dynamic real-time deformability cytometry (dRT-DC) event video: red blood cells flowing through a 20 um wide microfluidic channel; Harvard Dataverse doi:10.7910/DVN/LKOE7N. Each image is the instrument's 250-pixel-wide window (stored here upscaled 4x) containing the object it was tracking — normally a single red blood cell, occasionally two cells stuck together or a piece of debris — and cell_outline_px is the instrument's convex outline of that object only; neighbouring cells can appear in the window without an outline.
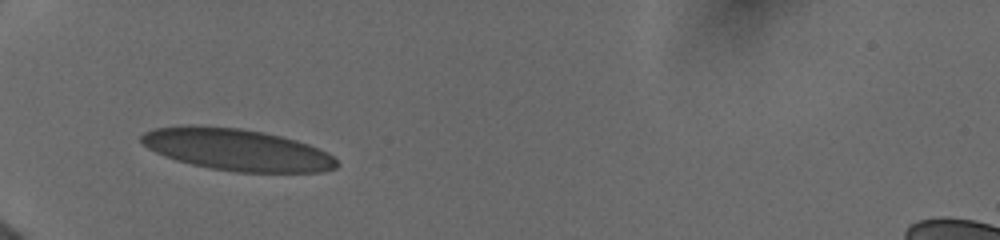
{"species": "human", "species_latin": "Homo sapiens", "temperature_condition": "cold", "stored_images_in_passage": 41, "camera_frame_rate_fps": 3000, "um_per_image_px": 0.085, "donor": {"sex": "female"}, "frame": {"image": 1, "passage_image": 1, "time_ms": 0.0, "image_size_px": [1000, 240], "cell_outline_px": [[336, 168], [324, 172], [236, 172], [212, 168], [192, 164], [176, 160], [164, 156], [148, 148], [140, 140], [140, 136], [144, 132], [152, 128], [184, 124], [192, 124], [240, 128], [264, 132], [296, 140], [308, 144], [328, 152], [336, 160]], "centroid_in_image_um": [20.09, 12.7], "position_along_channel_um": 64.9, "area_um2": 47.8}}
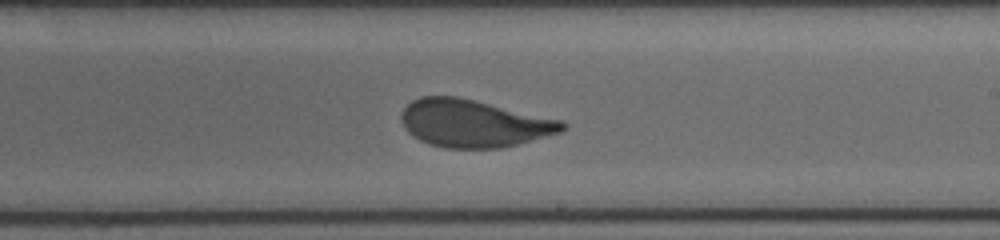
{"frame": {"image": 2, "passage_image": 25, "time_ms": 5.0, "image_size_px": [1000, 240], "cell_outline_px": [[568, 128], [560, 132], [516, 144], [500, 148], [444, 148], [428, 144], [412, 136], [404, 128], [400, 120], [400, 116], [404, 108], [412, 100], [420, 96], [456, 96], [560, 120], [568, 124]], "centroid_in_image_um": [40.21, 10.49], "position_along_channel_um": 248.8, "area_um2": 44.33}}
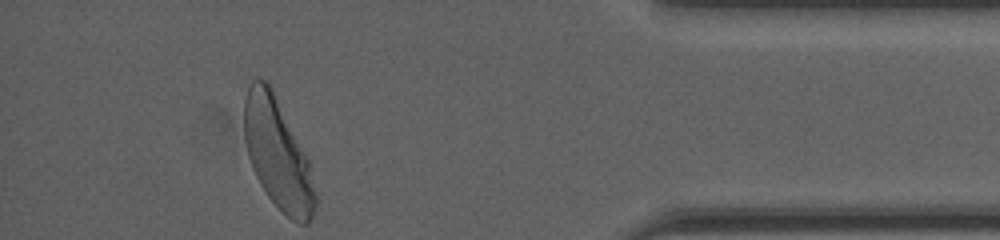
{"frame": {"image": 3, "passage_image": 41, "time_ms": 10.0, "image_size_px": [1000, 240], "cell_outline_px": [[316, 208], [308, 224], [300, 224], [292, 220], [268, 196], [260, 184], [252, 168], [248, 156], [244, 140], [244, 100], [248, 88], [252, 80], [268, 80], [308, 160], [316, 192]], "centroid_in_image_um": [23.59, 13.09], "position_along_channel_um": 411.6, "area_um2": 45.2}, "authors_computed_cell_mechanics": {"area_um2": 45.1996, "velocity_mm_per_s": 3.9181, "shape_relaxation_time_tau1_ms": 3.7898, "shape_relaxation_time_tau2_ms": null, "deformation_change_tau1": 0.1499, "deformation_change_tau2": null}}